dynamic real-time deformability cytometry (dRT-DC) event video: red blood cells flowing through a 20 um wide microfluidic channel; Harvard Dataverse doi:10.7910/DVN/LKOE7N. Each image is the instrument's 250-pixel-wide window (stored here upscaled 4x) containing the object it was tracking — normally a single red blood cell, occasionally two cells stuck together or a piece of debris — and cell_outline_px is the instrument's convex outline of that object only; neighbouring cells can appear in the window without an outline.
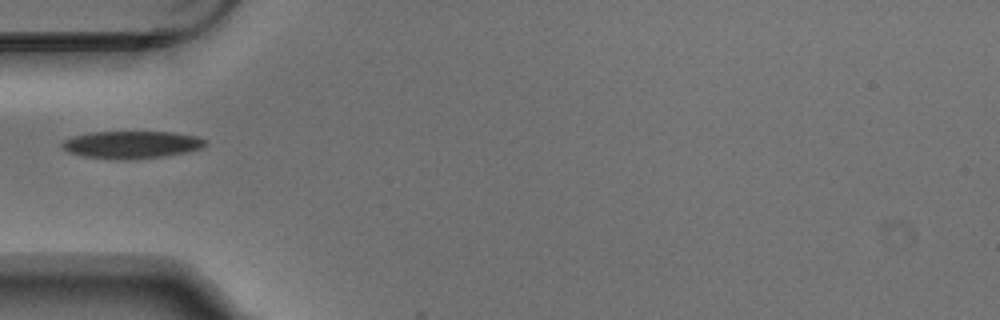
{"species": "Egyptian fruit bat (a non-hibernating species)", "species_latin": "Rousettus aegyptiacus", "temperature_condition": "warm", "stored_images_in_passage": 1, "camera_frame_rate_fps": 3000, "um_per_image_px": 0.085, "animal": {"sex": "male"}, "frame": {"image": 1, "passage_image": 1, "time_ms": 0.0, "image_size_px": [1000, 320], "cell_outline_px": [[208, 144], [200, 148], [188, 152], [164, 156], [136, 160], [116, 160], [84, 156], [68, 152], [60, 144], [64, 140], [72, 136], [92, 132], [172, 132], [196, 136], [208, 140]], "centroid_in_image_um": [11.21, 12.31], "position_along_channel_um": 73.8, "area_um2": 23.18}}